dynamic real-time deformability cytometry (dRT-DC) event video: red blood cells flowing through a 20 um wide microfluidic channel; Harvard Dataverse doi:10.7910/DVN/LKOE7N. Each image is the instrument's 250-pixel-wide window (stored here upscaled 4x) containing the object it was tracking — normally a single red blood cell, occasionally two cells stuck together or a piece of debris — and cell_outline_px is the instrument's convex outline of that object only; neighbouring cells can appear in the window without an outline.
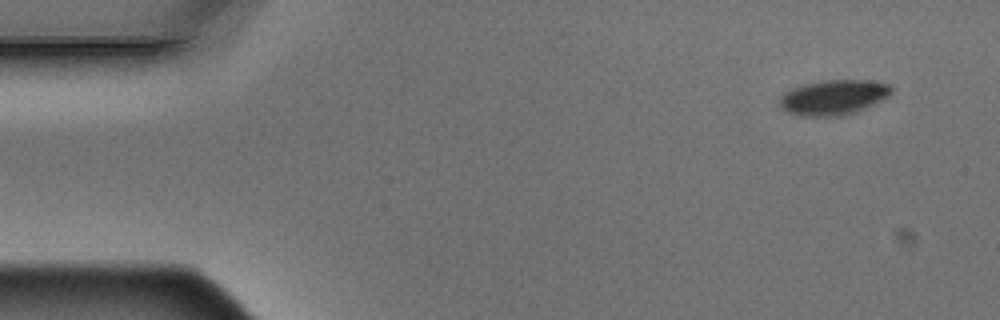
{"species": "Egyptian fruit bat (a non-hibernating species)", "species_latin": "Rousettus aegyptiacus", "temperature_condition": "warm", "stored_images_in_passage": 4, "segment_of_instrument_passage": [1, 2], "camera_frame_rate_fps": 3000, "um_per_image_px": 0.085, "animal": {"sex": "male"}, "frame": {"image": 1, "passage_image": 1, "time_ms": 0.0, "image_size_px": [1000, 320], "cell_outline_px": [[892, 92], [888, 96], [856, 112], [844, 116], [796, 116], [780, 108], [780, 96], [784, 92], [792, 88], [804, 84], [824, 80], [868, 80], [888, 84], [892, 88]], "centroid_in_image_um": [70.8, 8.28], "position_along_channel_um": 14.2, "area_um2": 22.83}}